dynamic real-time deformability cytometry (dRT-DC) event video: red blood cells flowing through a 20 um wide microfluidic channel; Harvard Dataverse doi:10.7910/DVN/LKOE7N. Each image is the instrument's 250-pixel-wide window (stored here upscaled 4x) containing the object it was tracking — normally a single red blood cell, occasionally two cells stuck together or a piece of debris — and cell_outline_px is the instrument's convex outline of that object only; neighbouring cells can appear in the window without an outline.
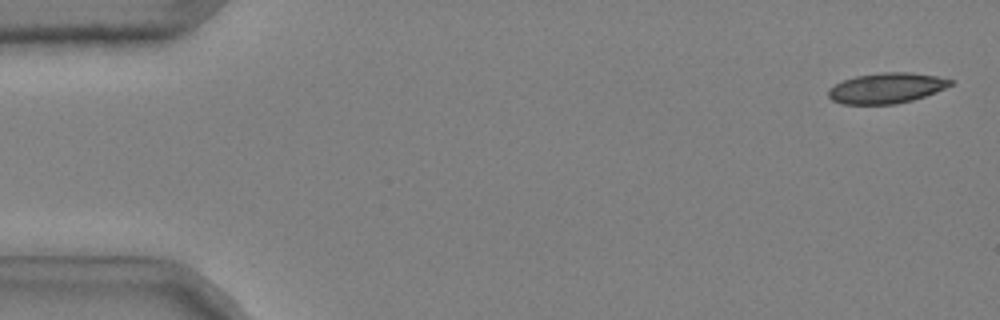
{"species": "common noctule bat (a hibernating species)", "species_latin": "Nyctalus noctula", "temperature_condition": "cold", "stored_images_in_passage": 48, "camera_frame_rate_fps": 3000, "um_per_image_px": 0.085, "animal": {"sex": "male", "body_mass_g": 20.4}, "frame": {"image": 1, "passage_image": 2, "time_ms": 0.333, "image_size_px": [1000, 320], "cell_outline_px": [[952, 84], [936, 92], [912, 100], [896, 104], [840, 104], [832, 100], [828, 96], [828, 88], [844, 80], [856, 76], [884, 72], [908, 72], [936, 76], [952, 80]], "centroid_in_image_um": [75.32, 7.49], "position_along_channel_um": 9.7, "area_um2": 21.5}}
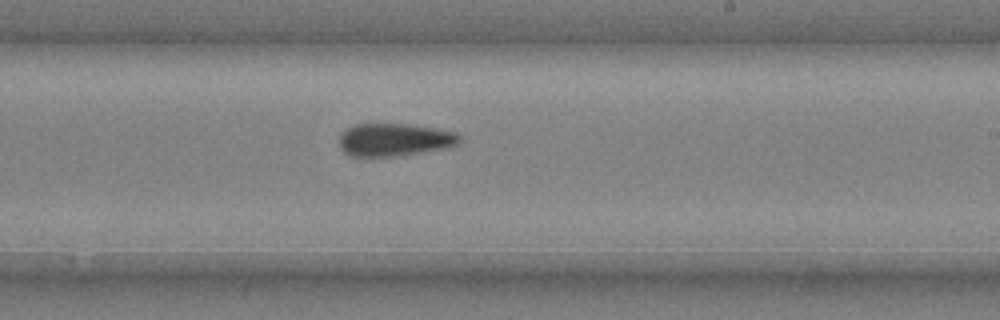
{"frame": {"image": 2, "passage_image": 32, "time_ms": 10.333, "image_size_px": [1000, 320], "cell_outline_px": [[460, 140], [452, 148], [396, 156], [348, 156], [340, 148], [340, 132], [352, 124], [408, 124], [436, 128], [456, 132], [460, 136]], "centroid_in_image_um": [33.53, 11.88], "position_along_channel_um": 255.5, "area_um2": 23.29}}
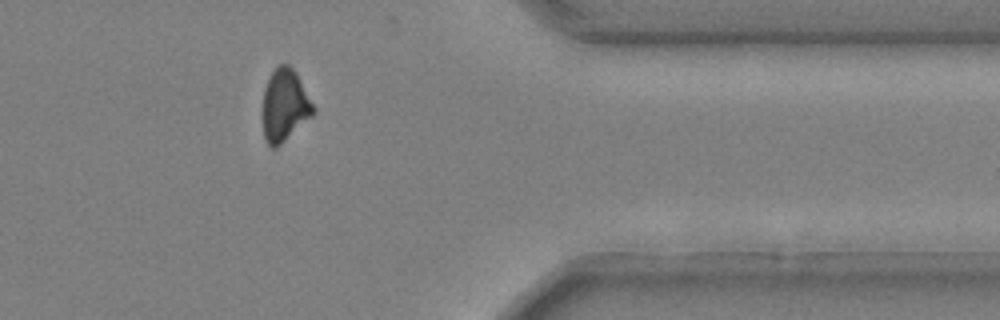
{"frame": {"image": 3, "passage_image": 44, "time_ms": 14.333, "image_size_px": [1000, 320], "cell_outline_px": [[316, 112], [312, 116], [276, 148], [272, 148], [268, 144], [264, 136], [264, 88], [272, 72], [280, 64], [288, 64], [296, 72], [316, 108]], "centroid_in_image_um": [24.23, 8.95], "position_along_channel_um": 387.2, "area_um2": 20.98}, "authors_computed_cell_mechanics": {"area_um2": 22.831, "velocity_mm_per_s": 3.7236, "shape_relaxation_time_tau1_ms": 5.7302, "shape_relaxation_time_tau2_ms": 3.8556, "deformation_change_tau1": 0.1317, "deformation_change_tau2": 0.0885}}